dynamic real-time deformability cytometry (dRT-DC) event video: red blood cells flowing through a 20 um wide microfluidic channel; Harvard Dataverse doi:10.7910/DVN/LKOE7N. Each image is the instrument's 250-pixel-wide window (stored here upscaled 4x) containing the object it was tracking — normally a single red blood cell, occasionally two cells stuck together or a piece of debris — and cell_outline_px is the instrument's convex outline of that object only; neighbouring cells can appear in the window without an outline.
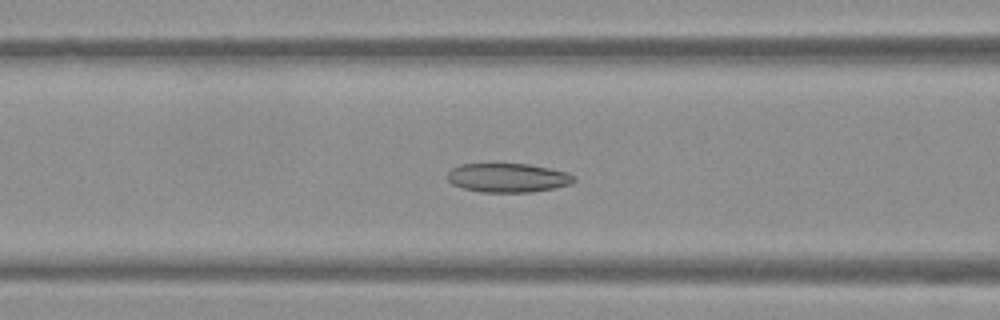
{"species": "Egyptian fruit bat (a non-hibernating species)", "species_latin": "Rousettus aegyptiacus", "temperature_condition": "warm", "stored_images_in_passage": 43, "camera_frame_rate_fps": 3000, "um_per_image_px": 0.085, "frame": {"image": 1, "passage_image": 22, "time_ms": 7.0, "image_size_px": [1000, 320], "cell_outline_px": [[576, 180], [572, 184], [532, 192], [480, 192], [460, 188], [452, 184], [448, 180], [448, 172], [452, 168], [460, 164], [528, 164], [568, 172], [576, 176]], "centroid_in_image_um": [43.17, 15.11], "position_along_channel_um": 123.4, "area_um2": 21.5}}
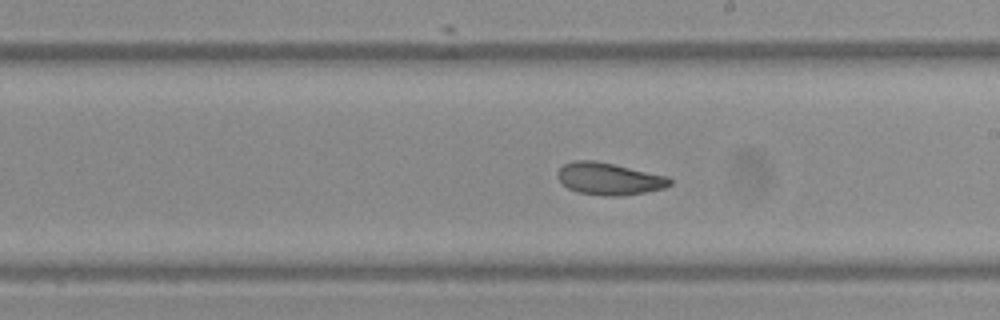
{"frame": {"image": 2, "passage_image": 31, "time_ms": 10.0, "image_size_px": [1000, 320], "cell_outline_px": [[672, 184], [664, 188], [644, 192], [620, 196], [604, 196], [576, 192], [568, 188], [556, 176], [556, 172], [564, 164], [572, 160], [596, 160], [668, 176], [672, 180]], "centroid_in_image_um": [51.76, 15.19], "position_along_channel_um": 237.2, "area_um2": 21.15}}
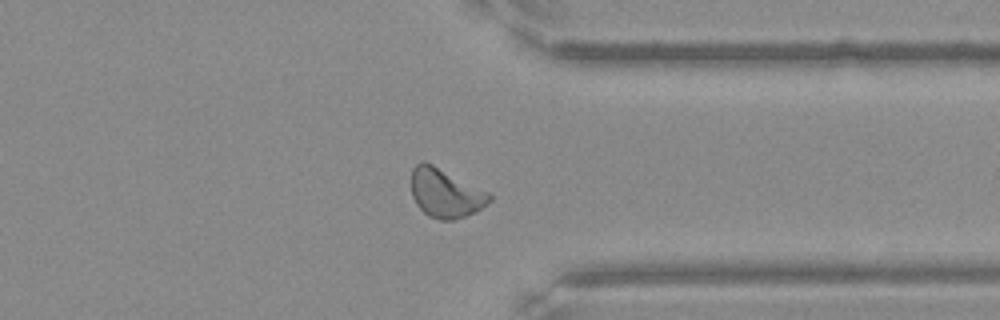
{"frame": {"image": 3, "passage_image": 42, "time_ms": 13.667, "image_size_px": [1000, 320], "cell_outline_px": [[492, 200], [488, 204], [476, 212], [452, 220], [440, 220], [428, 216], [416, 204], [412, 196], [412, 168], [420, 160], [424, 160], [488, 192], [492, 196]], "centroid_in_image_um": [37.86, 16.42], "position_along_channel_um": 373.5, "area_um2": 22.2}, "authors_computed_cell_mechanics": {"area_um2": 22.3108, "velocity_mm_per_s": 3.7909, "shape_relaxation_time_tau1_ms": null, "shape_relaxation_time_tau2_ms": 2.401, "deformation_change_tau1": null, "deformation_change_tau2": 0.0821}}